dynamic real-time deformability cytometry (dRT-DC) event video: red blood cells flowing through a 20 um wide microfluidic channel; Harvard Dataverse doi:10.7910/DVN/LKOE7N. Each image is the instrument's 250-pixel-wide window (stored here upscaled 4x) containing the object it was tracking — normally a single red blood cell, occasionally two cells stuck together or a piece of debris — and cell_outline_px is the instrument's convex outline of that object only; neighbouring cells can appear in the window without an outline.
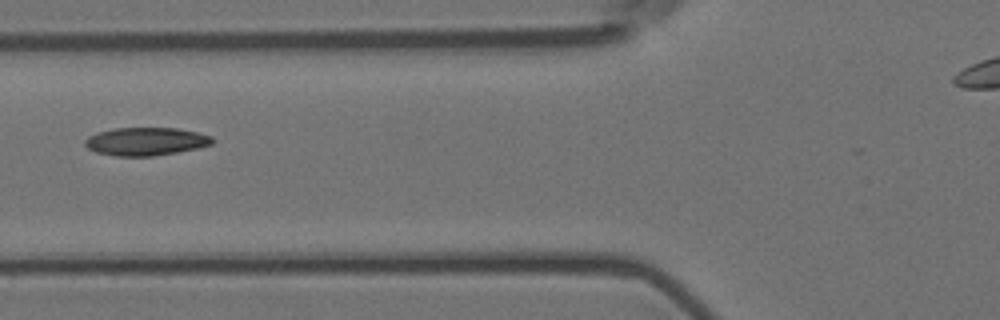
{"species": "Egyptian fruit bat (a non-hibernating species)", "species_latin": "Rousettus aegyptiacus", "temperature_condition": "room temperature", "stored_images_in_passage": 2, "camera_frame_rate_fps": 3000, "um_per_image_px": 0.085, "animal": {"sex": "female"}, "frame": {"image": 1, "passage_image": 2, "time_ms": 0.333, "image_size_px": [1000, 320], "cell_outline_px": [[216, 140], [212, 144], [196, 148], [176, 152], [152, 156], [116, 156], [96, 152], [88, 148], [84, 144], [84, 140], [88, 136], [96, 132], [112, 128], [176, 128], [196, 132], [212, 136]], "centroid_in_image_um": [12.37, 12.01], "position_along_channel_um": 113.4, "area_um2": 20.87}}